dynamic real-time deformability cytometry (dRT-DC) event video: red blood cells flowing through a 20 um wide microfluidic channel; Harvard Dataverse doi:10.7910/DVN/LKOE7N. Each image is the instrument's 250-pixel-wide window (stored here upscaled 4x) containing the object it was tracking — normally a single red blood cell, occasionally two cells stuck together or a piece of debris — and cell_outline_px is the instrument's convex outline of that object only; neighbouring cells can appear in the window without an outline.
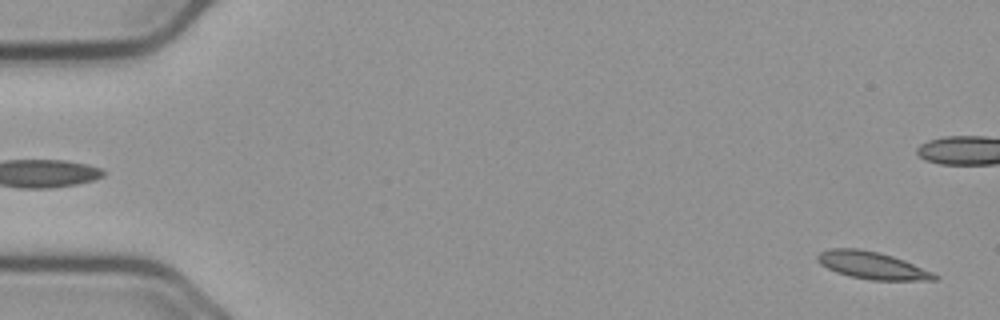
{"species": "common noctule bat (a hibernating species)", "species_latin": "Nyctalus noctula", "temperature_condition": "cold", "stored_images_in_passage": 56, "camera_frame_rate_fps": 3000, "um_per_image_px": 0.085, "animal": {"sex": "male", "body_mass_g": 23.1, "forearm_length_mm": 52.7}, "frame": {"image": 1, "passage_image": 2, "time_ms": 0.333, "image_size_px": [1000, 320], "cell_outline_px": [[940, 280], [872, 280], [848, 276], [836, 272], [820, 264], [816, 260], [816, 256], [820, 252], [832, 248], [860, 248], [880, 252], [904, 260], [932, 272], [940, 276]], "centroid_in_image_um": [74.13, 22.55], "position_along_channel_um": 10.9, "area_um2": 18.73}}
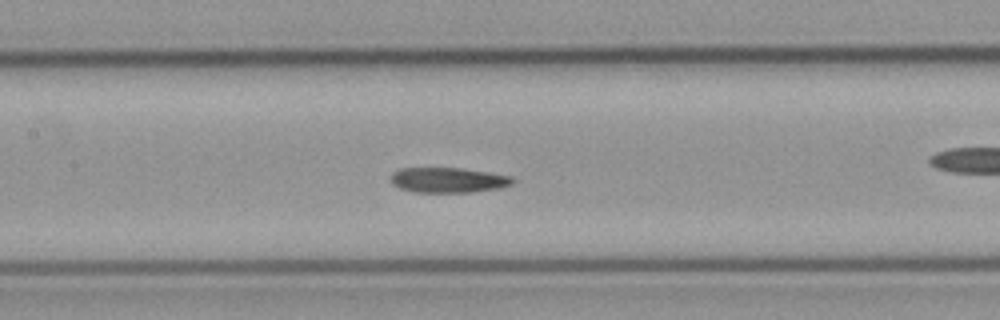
{"frame": {"image": 2, "passage_image": 26, "time_ms": 8.333, "image_size_px": [1000, 320], "cell_outline_px": [[516, 180], [512, 184], [496, 188], [472, 192], [416, 192], [400, 188], [392, 184], [388, 176], [396, 168], [464, 168], [512, 176]], "centroid_in_image_um": [38.04, 15.29], "position_along_channel_um": 169.4, "area_um2": 18.03}}
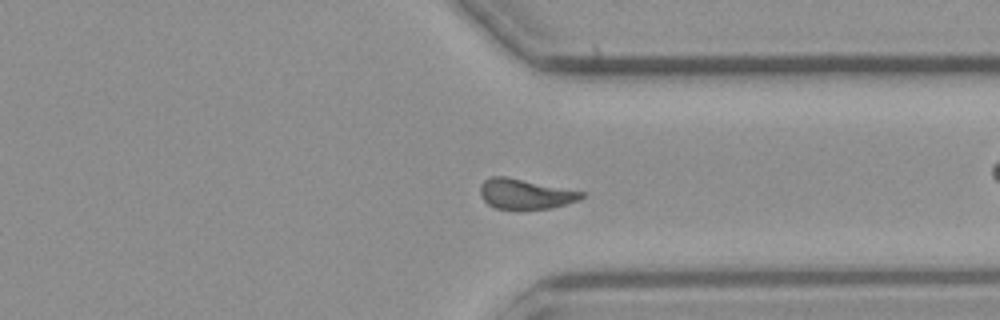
{"frame": {"image": 3, "passage_image": 42, "time_ms": 13.667, "image_size_px": [1000, 320], "cell_outline_px": [[584, 196], [580, 200], [552, 208], [496, 208], [488, 204], [484, 200], [480, 192], [480, 184], [484, 180], [492, 176], [504, 176], [584, 192]], "centroid_in_image_um": [44.64, 16.48], "position_along_channel_um": 366.8, "area_um2": 17.4}, "authors_computed_cell_mechanics": {"area_um2": 18.4093, "velocity_mm_per_s": 3.7123, "shape_relaxation_time_tau1_ms": null, "shape_relaxation_time_tau2_ms": 5.831, "deformation_change_tau1": null, "deformation_change_tau2": 0.1}}